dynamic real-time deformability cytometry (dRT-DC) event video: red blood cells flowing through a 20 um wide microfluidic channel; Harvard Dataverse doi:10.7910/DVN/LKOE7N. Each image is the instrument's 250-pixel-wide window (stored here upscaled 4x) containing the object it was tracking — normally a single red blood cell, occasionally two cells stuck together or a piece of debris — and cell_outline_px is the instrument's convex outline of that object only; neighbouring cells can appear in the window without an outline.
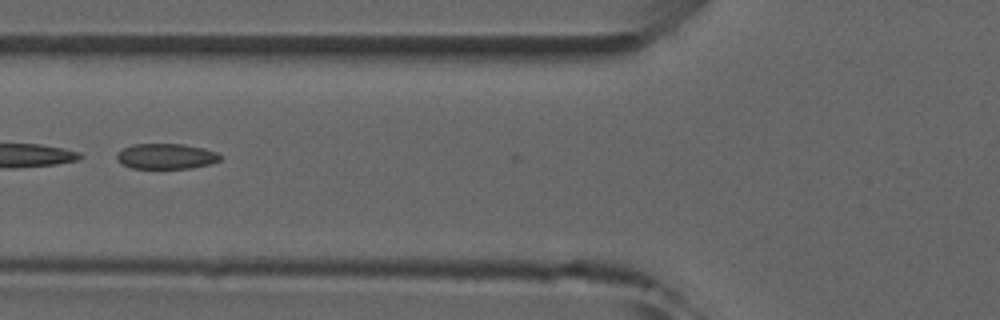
{"species": "common noctule bat (a hibernating species)", "species_latin": "Nyctalus noctula", "temperature_condition": "room temperature", "stored_images_in_passage": 5, "camera_frame_rate_fps": 3000, "um_per_image_px": 0.085, "animal": {"sex": "male", "forearm_length_mm": 52.5}, "frame": {"image": 1, "passage_image": 4, "time_ms": 3.667, "image_size_px": [1000, 320], "cell_outline_px": [[220, 160], [212, 164], [192, 168], [132, 168], [116, 160], [116, 152], [132, 144], [184, 144], [204, 148], [216, 152], [220, 156]], "centroid_in_image_um": [14.12, 13.28], "position_along_channel_um": 111.7, "area_um2": 15.37}}
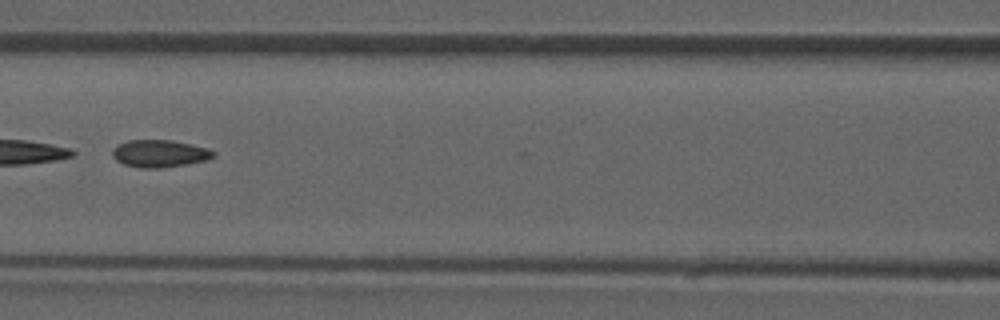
{"frame": {"image": 2, "passage_image": 5, "time_ms": 4.667, "image_size_px": [1000, 320], "cell_outline_px": [[216, 156], [208, 160], [160, 168], [140, 168], [124, 164], [116, 160], [112, 156], [112, 152], [120, 144], [128, 140], [172, 140], [208, 148], [216, 152]], "centroid_in_image_um": [13.61, 13.05], "position_along_channel_um": 153.0, "area_um2": 16.01}}